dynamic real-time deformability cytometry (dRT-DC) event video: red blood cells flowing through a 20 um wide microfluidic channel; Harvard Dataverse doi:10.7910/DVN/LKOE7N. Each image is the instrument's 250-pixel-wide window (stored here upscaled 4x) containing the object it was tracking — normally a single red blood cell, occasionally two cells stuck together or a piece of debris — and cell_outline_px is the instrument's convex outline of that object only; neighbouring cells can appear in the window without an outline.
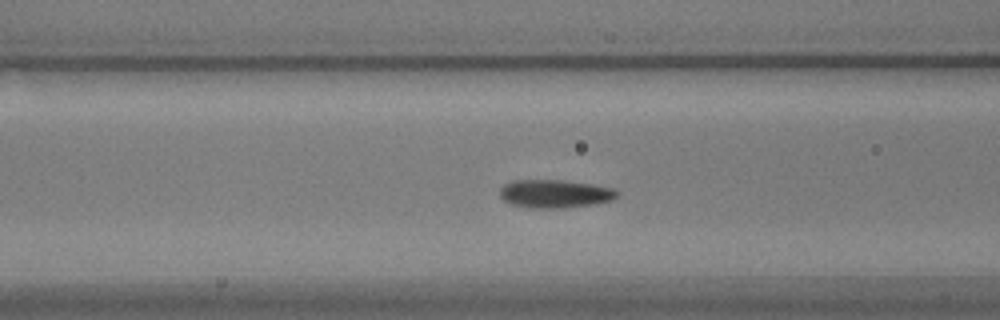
{"species": "common noctule bat (a hibernating species)", "species_latin": "Nyctalus noctula", "temperature_condition": "warm", "stored_images_in_passage": 55, "camera_frame_rate_fps": 3000, "um_per_image_px": 0.085, "animal": {"sex": "male", "body_mass_g": 17.9}, "frame": {"image": 1, "passage_image": 19, "time_ms": 6.0, "image_size_px": [1000, 320], "cell_outline_px": [[620, 192], [612, 200], [592, 204], [564, 208], [528, 208], [508, 204], [500, 196], [500, 188], [504, 184], [512, 180], [564, 180], [592, 184], [612, 188]], "centroid_in_image_um": [47.12, 16.47], "position_along_channel_um": 119.5, "area_um2": 19.42}}
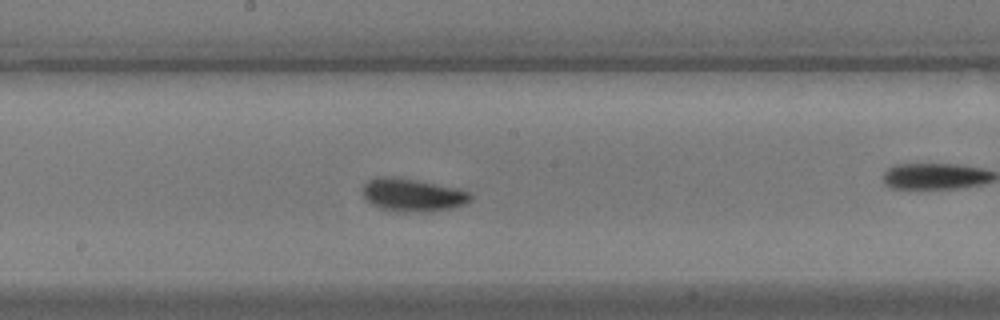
{"frame": {"image": 2, "passage_image": 27, "time_ms": 8.667, "image_size_px": [1000, 320], "cell_outline_px": [[472, 200], [464, 204], [452, 208], [424, 212], [400, 212], [380, 208], [372, 204], [364, 196], [364, 184], [368, 180], [376, 176], [388, 176], [416, 180], [456, 188], [468, 192], [472, 196]], "centroid_in_image_um": [35.06, 16.58], "position_along_channel_um": 213.1, "area_um2": 20.52}}
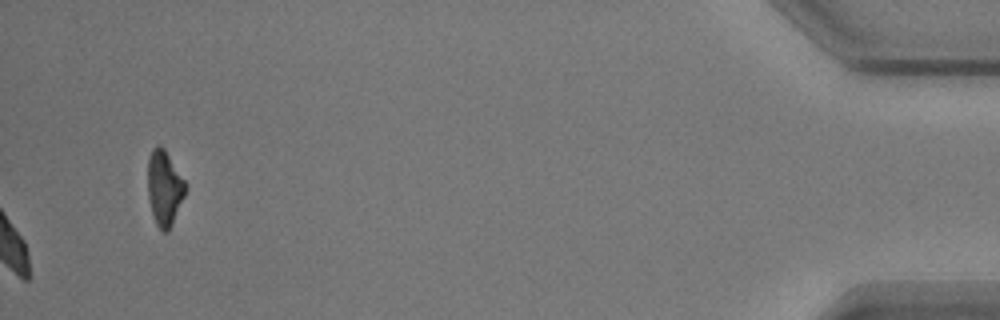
{"frame": {"image": 3, "passage_image": 55, "time_ms": 18.0, "image_size_px": [1000, 320], "cell_outline_px": [[184, 196], [172, 224], [168, 232], [164, 232], [156, 224], [152, 212], [148, 196], [148, 160], [152, 148], [156, 144], [160, 144], [164, 148], [184, 180]], "centroid_in_image_um": [13.95, 15.95], "position_along_channel_um": 421.3, "area_um2": 16.13}}